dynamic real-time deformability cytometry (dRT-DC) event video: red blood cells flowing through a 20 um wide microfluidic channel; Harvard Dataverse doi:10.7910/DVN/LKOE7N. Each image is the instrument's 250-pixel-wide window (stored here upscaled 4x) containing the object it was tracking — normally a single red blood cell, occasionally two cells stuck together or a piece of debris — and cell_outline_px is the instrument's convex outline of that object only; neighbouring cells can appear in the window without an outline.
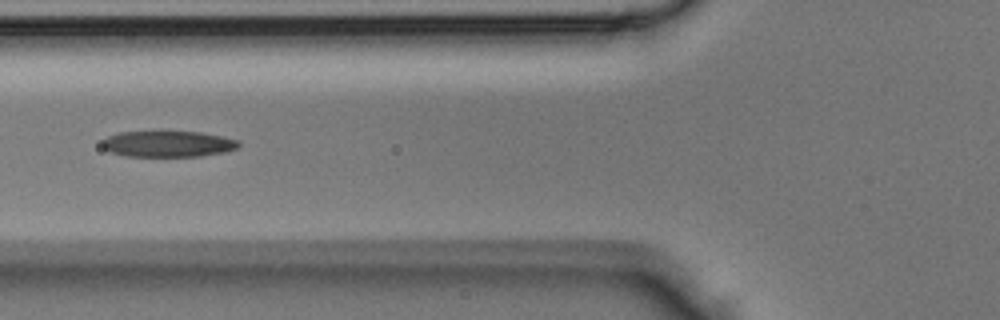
{"species": "Egyptian fruit bat (a non-hibernating species)", "species_latin": "Rousettus aegyptiacus", "temperature_condition": "room temperature", "stored_images_in_passage": 4, "camera_frame_rate_fps": 3000, "um_per_image_px": 0.085, "animal": {"sex": "male"}, "frame": {"image": 1, "passage_image": 4, "time_ms": 1.0, "image_size_px": [1000, 320], "cell_outline_px": [[240, 148], [224, 152], [200, 156], [124, 156], [108, 152], [100, 144], [108, 136], [120, 132], [160, 128], [200, 132], [224, 136], [240, 140]], "centroid_in_image_um": [14.27, 12.18], "position_along_channel_um": 111.5, "area_um2": 22.02}}